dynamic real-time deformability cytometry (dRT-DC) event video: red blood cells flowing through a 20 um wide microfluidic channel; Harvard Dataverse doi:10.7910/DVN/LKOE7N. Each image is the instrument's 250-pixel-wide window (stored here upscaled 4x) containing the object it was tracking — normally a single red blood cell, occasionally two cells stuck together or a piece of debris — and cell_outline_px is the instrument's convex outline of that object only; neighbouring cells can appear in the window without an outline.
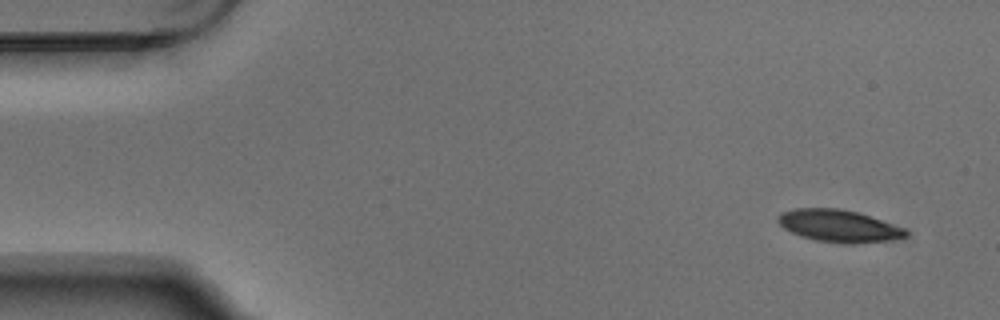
{"species": "Egyptian fruit bat (a non-hibernating species)", "species_latin": "Rousettus aegyptiacus", "temperature_condition": "warm", "stored_images_in_passage": 7, "camera_frame_rate_fps": 3000, "um_per_image_px": 0.085, "animal": {"sex": "male"}, "frame": {"image": 1, "passage_image": 1, "time_ms": 0.0, "image_size_px": [1000, 320], "cell_outline_px": [[908, 236], [896, 240], [852, 244], [844, 244], [816, 240], [800, 236], [784, 228], [776, 220], [776, 216], [780, 212], [796, 208], [840, 208], [860, 212], [904, 228], [908, 232]], "centroid_in_image_um": [71.31, 19.2], "position_along_channel_um": 13.7, "area_um2": 24.39}}
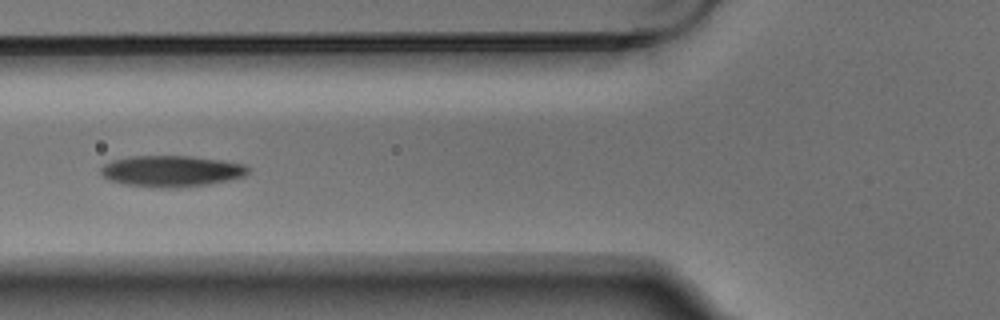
{"frame": {"image": 2, "passage_image": 5, "time_ms": 1.333, "image_size_px": [1000, 320], "cell_outline_px": [[252, 168], [244, 176], [228, 180], [208, 184], [176, 188], [160, 188], [124, 184], [108, 180], [100, 172], [100, 168], [104, 164], [112, 160], [128, 156], [192, 156], [220, 160], [244, 164]], "centroid_in_image_um": [14.56, 14.54], "position_along_channel_um": 111.2, "area_um2": 26.93}}
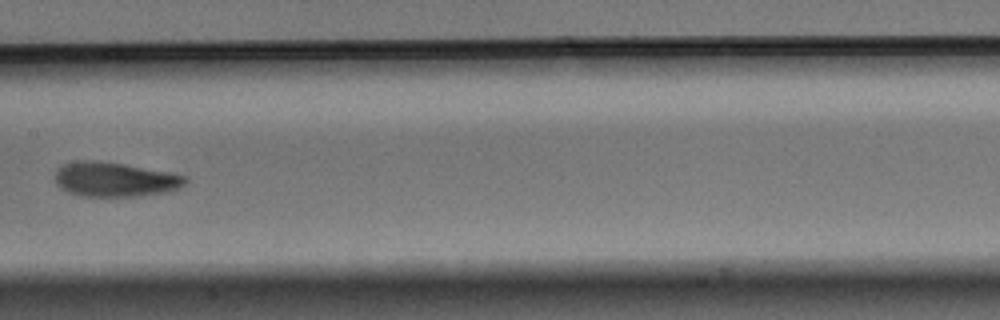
{"frame": {"image": 3, "passage_image": 7, "time_ms": 2.0, "image_size_px": [1000, 320], "cell_outline_px": [[188, 184], [180, 188], [168, 192], [140, 196], [80, 196], [68, 192], [60, 188], [56, 184], [56, 172], [64, 164], [84, 160], [92, 160], [124, 164], [168, 172], [188, 176]], "centroid_in_image_um": [9.83, 15.27], "position_along_channel_um": 197.6, "area_um2": 26.24}}